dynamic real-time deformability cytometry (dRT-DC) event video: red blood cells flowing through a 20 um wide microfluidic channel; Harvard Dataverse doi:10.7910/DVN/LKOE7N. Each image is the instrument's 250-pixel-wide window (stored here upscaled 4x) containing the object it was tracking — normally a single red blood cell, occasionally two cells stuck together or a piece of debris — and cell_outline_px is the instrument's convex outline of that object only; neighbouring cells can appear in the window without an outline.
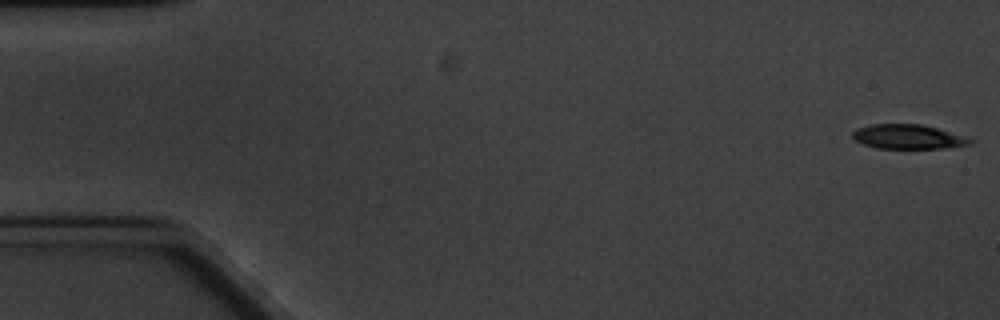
{"species": "common noctule bat (a hibernating species)", "species_latin": "Nyctalus noctula", "temperature_condition": "cold", "stored_images_in_passage": 5, "camera_frame_rate_fps": 3000, "um_per_image_px": 0.085, "animal": {"sex": "male", "body_mass_g": 20.1, "forearm_length_mm": 53.5}, "frame": {"image": 1, "passage_image": 1, "time_ms": 0.0, "image_size_px": [1000, 320], "cell_outline_px": [[976, 140], [972, 144], [944, 148], [876, 148], [852, 140], [852, 132], [856, 128], [872, 124], [920, 124], [968, 136]], "centroid_in_image_um": [77.21, 11.62], "position_along_channel_um": 7.8, "area_um2": 16.94}}
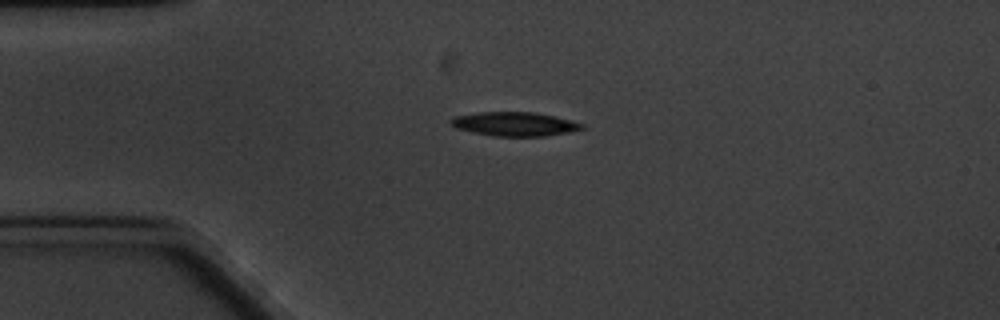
{"frame": {"image": 2, "passage_image": 4, "time_ms": 4.333, "image_size_px": [1000, 320], "cell_outline_px": [[584, 128], [572, 132], [544, 136], [496, 136], [472, 132], [456, 128], [448, 120], [452, 116], [480, 112], [536, 112], [556, 116], [572, 120], [584, 124]], "centroid_in_image_um": [43.76, 10.53], "position_along_channel_um": 41.2, "area_um2": 18.5}}